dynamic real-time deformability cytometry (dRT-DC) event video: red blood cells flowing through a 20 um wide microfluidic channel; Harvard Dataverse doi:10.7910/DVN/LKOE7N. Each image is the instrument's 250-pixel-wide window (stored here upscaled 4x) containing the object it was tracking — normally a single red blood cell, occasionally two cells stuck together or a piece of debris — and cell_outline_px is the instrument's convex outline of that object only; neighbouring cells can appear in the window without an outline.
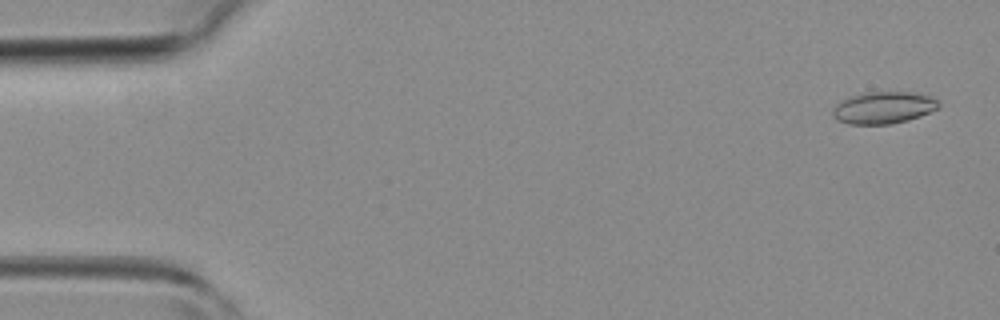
{"species": "common noctule bat (a hibernating species)", "species_latin": "Nyctalus noctula", "temperature_condition": "room temperature", "stored_images_in_passage": 11, "camera_frame_rate_fps": 3000, "um_per_image_px": 0.085, "animal": {"sex": "female", "body_mass_g": 19.3, "forearm_length_mm": 54.1}, "frame": {"image": 1, "passage_image": 2, "time_ms": 0.333, "image_size_px": [1000, 320], "cell_outline_px": [[940, 108], [920, 116], [908, 120], [892, 124], [848, 124], [836, 120], [832, 116], [832, 108], [840, 100], [864, 92], [916, 92], [928, 96], [936, 100], [940, 104]], "centroid_in_image_um": [75.07, 9.16], "position_along_channel_um": 9.9, "area_um2": 19.94}}